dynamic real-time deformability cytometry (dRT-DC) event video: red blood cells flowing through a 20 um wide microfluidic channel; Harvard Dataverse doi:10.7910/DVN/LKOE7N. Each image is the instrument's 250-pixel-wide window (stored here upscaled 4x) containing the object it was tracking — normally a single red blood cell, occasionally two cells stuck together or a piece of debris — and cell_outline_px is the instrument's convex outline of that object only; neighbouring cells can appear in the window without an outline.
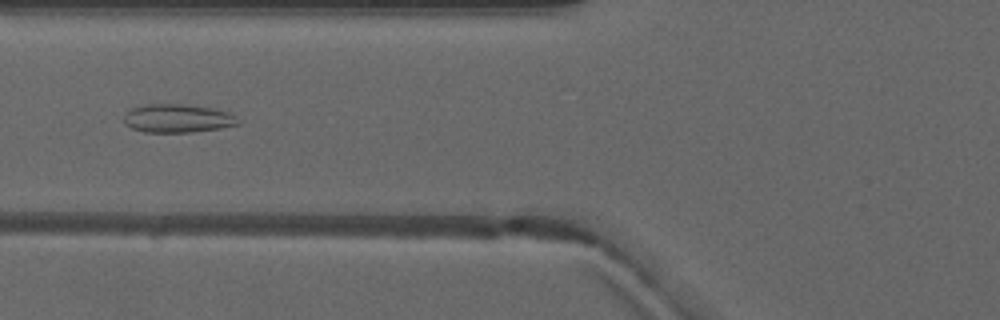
{"species": "common noctule bat (a hibernating species)", "species_latin": "Nyctalus noctula", "temperature_condition": "warm", "stored_images_in_passage": 7, "camera_frame_rate_fps": 3000, "um_per_image_px": 0.085, "animal": {"sex": "male", "forearm_length_mm": 52.5}, "frame": {"image": 1, "passage_image": 6, "time_ms": 6.0, "image_size_px": [1000, 320], "cell_outline_px": [[240, 124], [220, 128], [192, 132], [144, 132], [132, 128], [124, 124], [124, 112], [132, 108], [144, 104], [180, 104], [212, 108], [228, 112], [236, 116], [240, 120]], "centroid_in_image_um": [15.08, 10.06], "position_along_channel_um": 110.7, "area_um2": 19.02}}
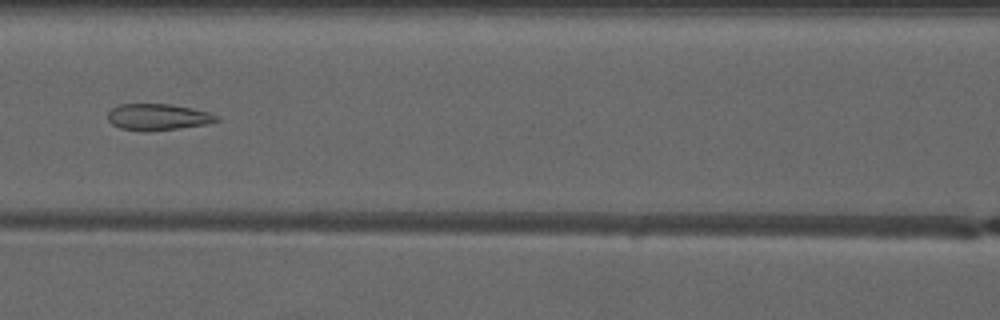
{"frame": {"image": 2, "passage_image": 7, "time_ms": 7.0, "image_size_px": [1000, 320], "cell_outline_px": [[220, 120], [208, 124], [180, 128], [148, 132], [144, 132], [120, 128], [112, 124], [108, 120], [108, 112], [112, 108], [120, 104], [168, 104], [192, 108], [208, 112], [220, 116]], "centroid_in_image_um": [13.43, 9.96], "position_along_channel_um": 153.2, "area_um2": 16.94}}